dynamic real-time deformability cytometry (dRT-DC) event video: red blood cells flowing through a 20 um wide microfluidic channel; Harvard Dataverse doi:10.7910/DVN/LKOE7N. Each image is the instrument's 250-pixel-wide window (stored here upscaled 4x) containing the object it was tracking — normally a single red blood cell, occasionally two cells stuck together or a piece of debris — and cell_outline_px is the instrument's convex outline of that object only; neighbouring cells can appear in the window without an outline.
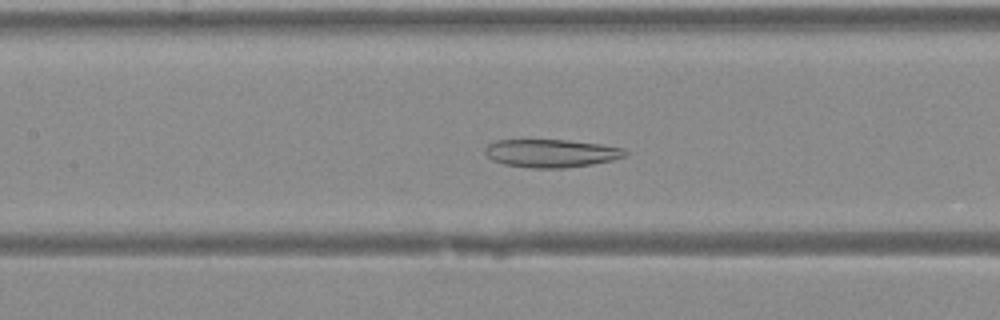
{"species": "Egyptian fruit bat (a non-hibernating species)", "species_latin": "Rousettus aegyptiacus", "temperature_condition": "warm", "stored_images_in_passage": 40, "camera_frame_rate_fps": 3000, "um_per_image_px": 0.085, "animal": {"sex": "female"}, "frame": {"image": 1, "passage_image": 18, "time_ms": 5.667, "image_size_px": [1000, 320], "cell_outline_px": [[628, 156], [612, 160], [592, 164], [564, 168], [532, 168], [504, 164], [492, 160], [484, 152], [484, 148], [488, 144], [496, 140], [568, 140], [600, 144], [624, 148], [628, 152]], "centroid_in_image_um": [46.87, 13.02], "position_along_channel_um": 160.5, "area_um2": 23.0}}
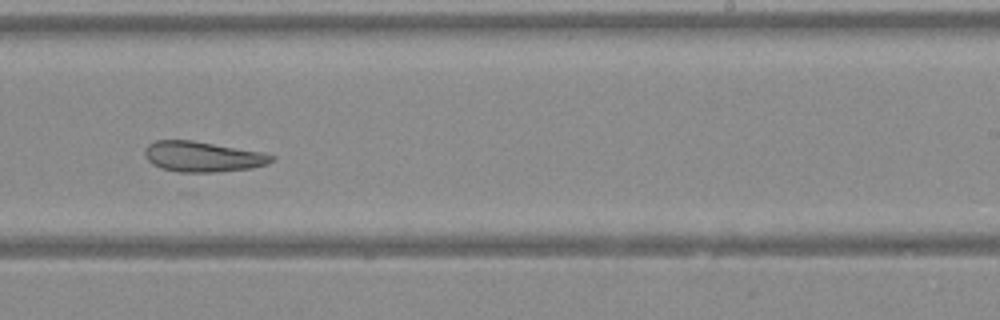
{"frame": {"image": 2, "passage_image": 25, "time_ms": 8.0, "image_size_px": [1000, 320], "cell_outline_px": [[276, 156], [272, 160], [264, 164], [252, 168], [216, 172], [180, 172], [160, 168], [152, 164], [144, 156], [144, 148], [148, 144], [156, 140], [192, 140], [260, 152]], "centroid_in_image_um": [17.15, 13.31], "position_along_channel_um": 271.8, "area_um2": 22.31}}
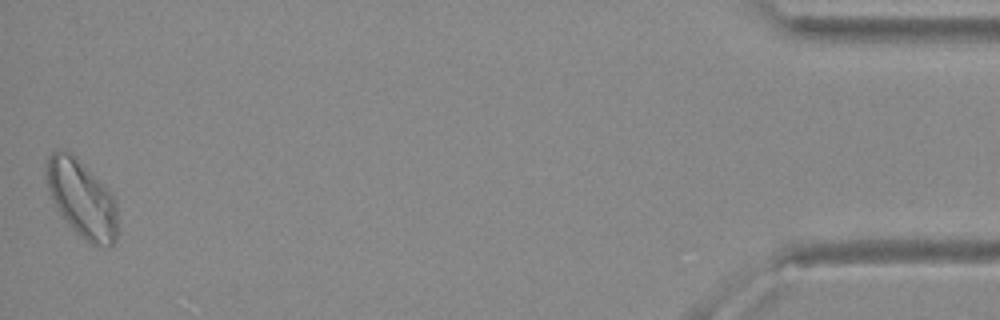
{"frame": {"image": 3, "passage_image": 40, "time_ms": 13.0, "image_size_px": [1000, 320], "cell_outline_px": [[116, 240], [108, 248], [92, 244], [76, 232], [72, 228], [60, 212], [48, 188], [44, 176], [44, 164], [48, 156], [56, 148], [64, 148], [72, 152], [112, 192], [116, 200]], "centroid_in_image_um": [6.93, 16.81], "position_along_channel_um": 428.3, "area_um2": 32.37}}